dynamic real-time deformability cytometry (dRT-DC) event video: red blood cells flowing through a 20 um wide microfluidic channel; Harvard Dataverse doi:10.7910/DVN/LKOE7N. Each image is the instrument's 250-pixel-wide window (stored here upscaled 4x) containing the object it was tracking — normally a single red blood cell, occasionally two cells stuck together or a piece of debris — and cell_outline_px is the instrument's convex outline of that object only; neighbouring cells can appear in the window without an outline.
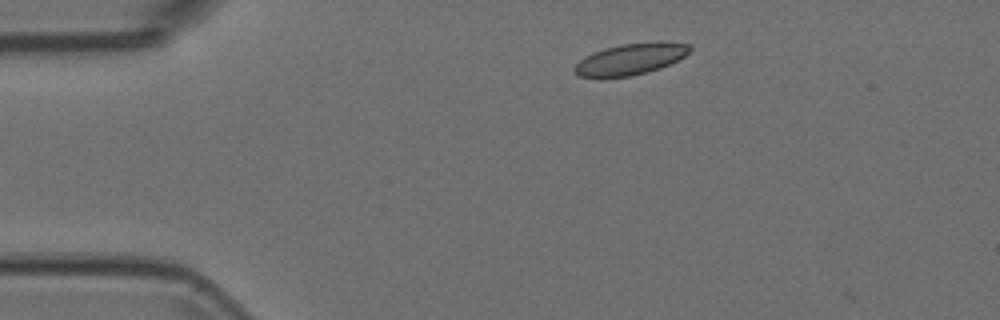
{"species": "Egyptian fruit bat (a non-hibernating species)", "species_latin": "Rousettus aegyptiacus", "temperature_condition": "room temperature", "stored_images_in_passage": 45, "camera_frame_rate_fps": 3000, "um_per_image_px": 0.085, "animal": {"sex": "female"}, "frame": {"image": 1, "passage_image": 1, "time_ms": 0.0, "image_size_px": [1000, 320], "cell_outline_px": [[692, 48], [684, 56], [660, 68], [632, 76], [580, 76], [572, 68], [580, 60], [604, 48], [620, 44], [656, 40], [660, 40], [692, 44]], "centroid_in_image_um": [53.68, 4.97], "position_along_channel_um": 31.3, "area_um2": 20.87}}
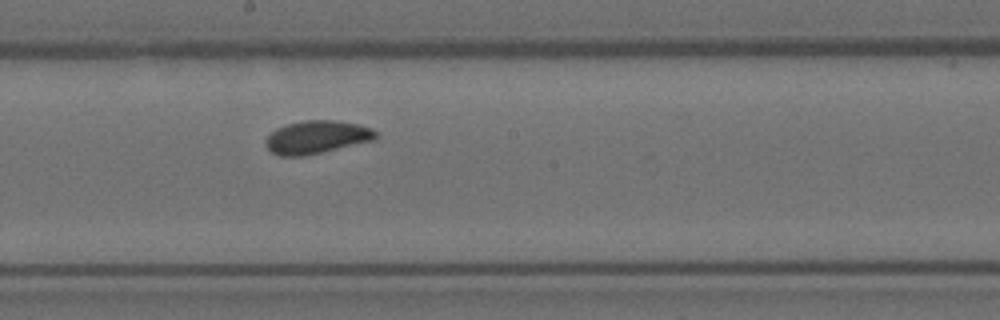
{"frame": {"image": 2, "passage_image": 20, "time_ms": 6.333, "image_size_px": [1000, 320], "cell_outline_px": [[376, 140], [304, 156], [280, 156], [272, 152], [268, 148], [264, 140], [276, 128], [288, 124], [304, 120], [336, 120], [356, 124], [372, 128], [376, 132]], "centroid_in_image_um": [26.93, 11.66], "position_along_channel_um": 221.3, "area_um2": 21.1}}
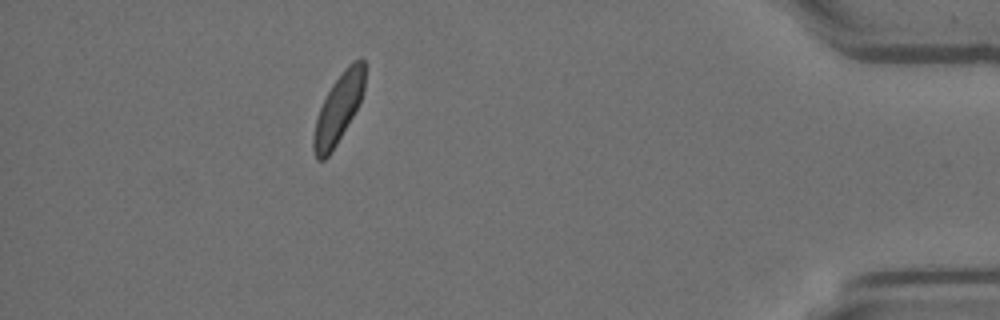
{"frame": {"image": 3, "passage_image": 39, "time_ms": 12.667, "image_size_px": [1000, 320], "cell_outline_px": [[364, 92], [352, 116], [336, 144], [328, 156], [324, 160], [316, 160], [312, 148], [312, 136], [316, 120], [320, 108], [332, 84], [344, 68], [352, 60], [360, 56], [364, 60]], "centroid_in_image_um": [28.75, 9.2], "position_along_channel_um": 406.5, "area_um2": 20.35}}